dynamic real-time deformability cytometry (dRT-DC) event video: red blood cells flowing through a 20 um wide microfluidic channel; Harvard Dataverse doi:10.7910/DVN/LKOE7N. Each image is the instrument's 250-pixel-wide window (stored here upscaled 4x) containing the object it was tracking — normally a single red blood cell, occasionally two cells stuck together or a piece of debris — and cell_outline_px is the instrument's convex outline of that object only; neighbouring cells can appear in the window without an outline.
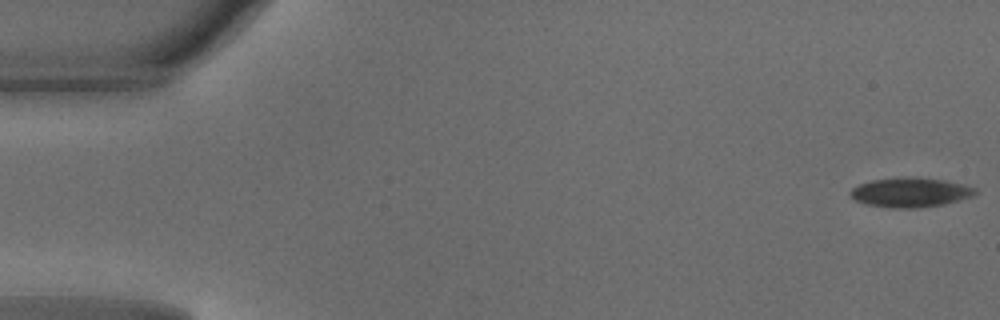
{"species": "common noctule bat (a hibernating species)", "species_latin": "Nyctalus noctula", "temperature_condition": "warm", "stored_images_in_passage": 11, "camera_frame_rate_fps": 3000, "um_per_image_px": 0.085, "animal": {"sex": "male", "body_mass_g": 18.8}, "frame": {"image": 1, "passage_image": 1, "time_ms": 0.0, "image_size_px": [1000, 320], "cell_outline_px": [[980, 192], [976, 196], [944, 204], [916, 208], [892, 208], [868, 204], [856, 200], [848, 192], [852, 188], [860, 184], [872, 180], [908, 176], [916, 176], [944, 180], [964, 184], [976, 188]], "centroid_in_image_um": [77.46, 16.34], "position_along_channel_um": 7.5, "area_um2": 21.73}}
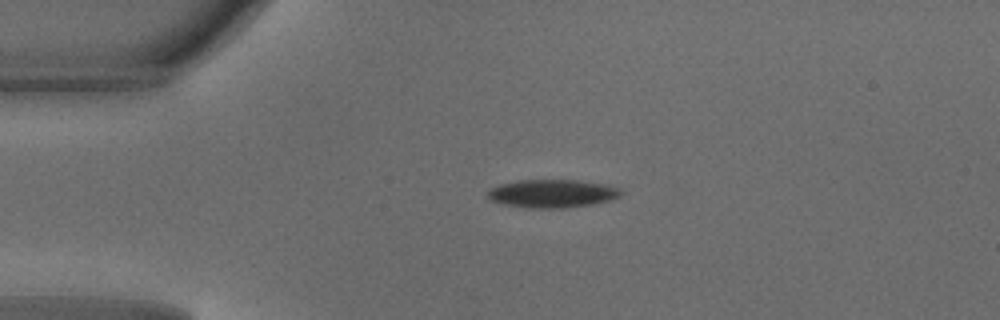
{"frame": {"image": 2, "passage_image": 11, "time_ms": 3.333, "image_size_px": [1000, 320], "cell_outline_px": [[624, 192], [620, 196], [596, 204], [568, 208], [524, 208], [504, 204], [488, 200], [488, 192], [492, 188], [500, 184], [520, 180], [580, 180], [608, 184], [620, 188]], "centroid_in_image_um": [46.99, 16.45], "position_along_channel_um": 38.0, "area_um2": 22.2}}